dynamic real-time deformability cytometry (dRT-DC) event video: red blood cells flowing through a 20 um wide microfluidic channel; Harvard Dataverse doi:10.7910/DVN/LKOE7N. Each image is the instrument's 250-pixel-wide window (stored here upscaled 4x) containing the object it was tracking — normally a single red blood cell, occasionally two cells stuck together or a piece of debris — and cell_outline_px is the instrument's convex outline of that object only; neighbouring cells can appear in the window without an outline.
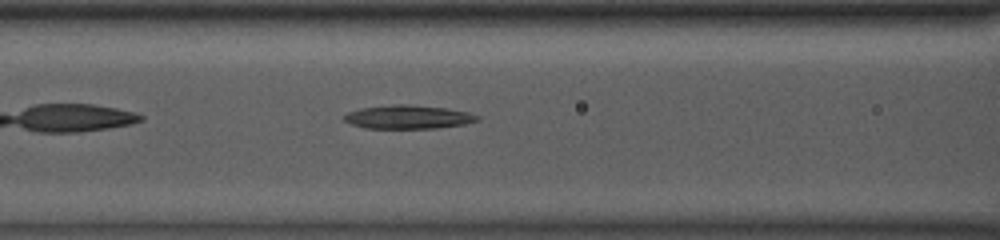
{"species": "common noctule bat (a hibernating species)", "species_latin": "Nyctalus noctula", "temperature_condition": "room temperature", "stored_images_in_passage": 35, "camera_frame_rate_fps": 3000, "um_per_image_px": 0.085, "animal": {"sex": "male", "body_mass_g": 13.0, "forearm_length_mm": 53.1}, "frame": {"image": 1, "passage_image": 7, "time_ms": 2.0, "image_size_px": [1000, 240], "cell_outline_px": [[480, 120], [464, 124], [436, 128], [364, 128], [352, 124], [344, 120], [344, 116], [348, 112], [360, 108], [392, 104], [408, 104], [448, 108], [468, 112], [480, 116]], "centroid_in_image_um": [34.71, 9.93], "position_along_channel_um": 131.9, "area_um2": 18.38}}
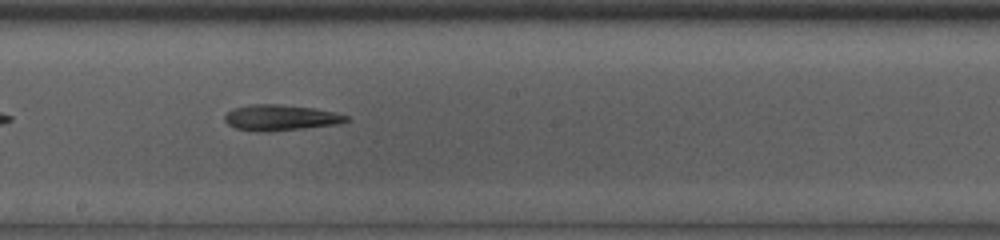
{"frame": {"image": 2, "passage_image": 14, "time_ms": 4.333, "image_size_px": [1000, 240], "cell_outline_px": [[348, 120], [340, 124], [268, 132], [256, 132], [236, 128], [228, 124], [224, 120], [224, 116], [232, 108], [248, 104], [276, 104], [316, 108], [336, 112], [348, 116]], "centroid_in_image_um": [23.84, 10.0], "position_along_channel_um": 224.4, "area_um2": 18.5}}
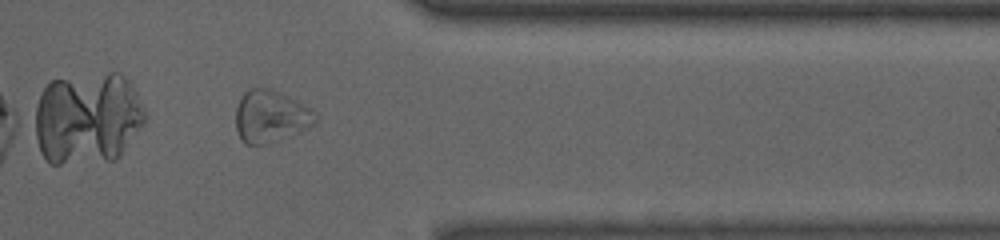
{"frame": {"image": 3, "passage_image": 27, "time_ms": 8.667, "image_size_px": [1000, 240], "cell_outline_px": [[316, 124], [268, 144], [244, 144], [236, 128], [236, 108], [240, 96], [248, 88], [272, 88], [304, 104], [316, 112]], "centroid_in_image_um": [22.99, 9.87], "position_along_channel_um": 388.4, "area_um2": 24.22}, "authors_computed_cell_mechanics": {"area_um2": 18.6116, "velocity_mm_per_s": 3.94, "shape_relaxation_time_tau1_ms": 2.6185, "shape_relaxation_time_tau2_ms": 3.3353, "deformation_change_tau1": 0.1337, "deformation_change_tau2": 0.1279}}